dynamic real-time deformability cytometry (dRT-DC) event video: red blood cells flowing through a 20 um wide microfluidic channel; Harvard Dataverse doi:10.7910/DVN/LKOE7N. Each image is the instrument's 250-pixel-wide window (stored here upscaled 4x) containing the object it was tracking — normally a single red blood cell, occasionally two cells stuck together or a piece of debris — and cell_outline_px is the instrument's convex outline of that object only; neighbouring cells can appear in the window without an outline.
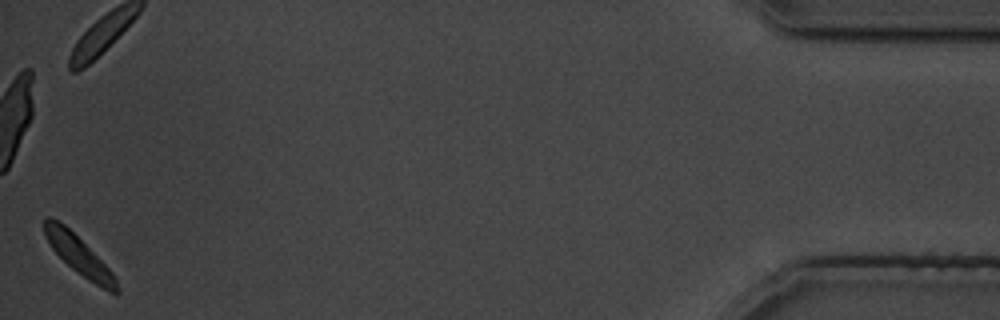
{"species": "common noctule bat (a hibernating species)", "species_latin": "Nyctalus noctula", "temperature_condition": "cold", "stored_images_in_passage": 28, "camera_frame_rate_fps": 3000, "um_per_image_px": 0.085, "animal": {"sex": "male", "body_mass_g": 19.5, "forearm_length_mm": 54.6}, "frame": {"image": 1, "passage_image": 28, "time_ms": 34.0, "image_size_px": [1000, 320], "cell_outline_px": [[120, 292], [116, 296], [108, 292], [88, 280], [76, 272], [52, 248], [44, 236], [44, 220], [48, 216], [52, 216], [64, 224], [112, 272], [120, 288]], "centroid_in_image_um": [6.72, 21.74], "position_along_channel_um": 428.5, "area_um2": 16.01}}